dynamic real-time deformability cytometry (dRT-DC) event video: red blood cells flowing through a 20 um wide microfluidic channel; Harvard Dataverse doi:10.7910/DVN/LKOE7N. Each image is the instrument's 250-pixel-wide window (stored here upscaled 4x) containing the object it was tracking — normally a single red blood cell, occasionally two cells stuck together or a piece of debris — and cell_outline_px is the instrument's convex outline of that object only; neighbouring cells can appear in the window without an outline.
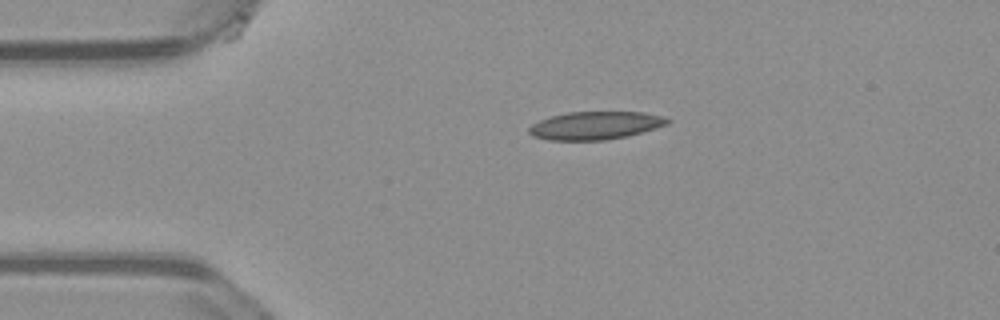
{"species": "common noctule bat (a hibernating species)", "species_latin": "Nyctalus noctula", "temperature_condition": "warm", "stored_images_in_passage": 45, "camera_frame_rate_fps": 3000, "um_per_image_px": 0.085, "animal": {"sex": "male", "body_mass_g": 23.1, "forearm_length_mm": 52.7}, "frame": {"image": 1, "passage_image": 1, "time_ms": 0.0, "image_size_px": [1000, 320], "cell_outline_px": [[672, 120], [668, 124], [628, 136], [604, 140], [548, 140], [532, 136], [528, 132], [528, 128], [532, 124], [540, 120], [552, 116], [568, 112], [640, 112], [664, 116]], "centroid_in_image_um": [50.6, 10.67], "position_along_channel_um": 34.4, "area_um2": 22.54}}
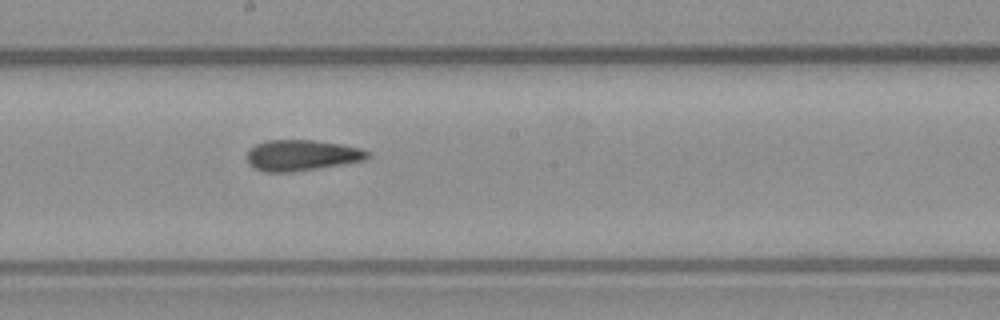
{"frame": {"image": 2, "passage_image": 19, "time_ms": 6.0, "image_size_px": [1000, 320], "cell_outline_px": [[372, 156], [368, 160], [292, 172], [264, 172], [248, 164], [248, 152], [256, 144], [268, 140], [312, 140], [340, 144], [360, 148], [372, 152]], "centroid_in_image_um": [25.71, 13.2], "position_along_channel_um": 222.5, "area_um2": 21.73}}
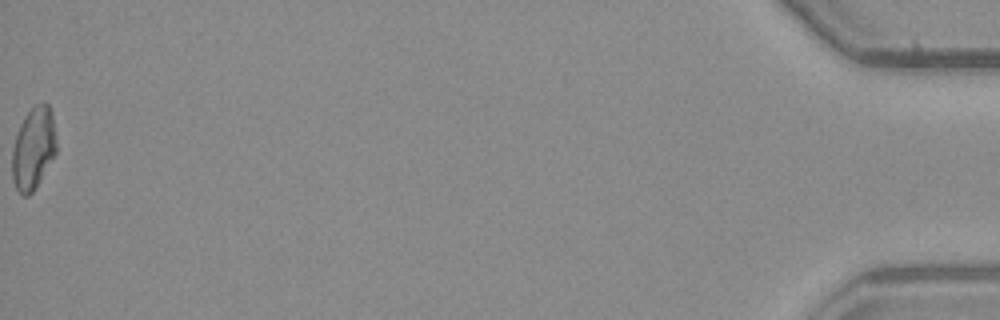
{"frame": {"image": 3, "passage_image": 45, "time_ms": 14.667, "image_size_px": [1000, 320], "cell_outline_px": [[56, 152], [36, 188], [28, 196], [24, 196], [16, 188], [12, 176], [12, 148], [20, 124], [24, 116], [36, 104], [48, 104], [52, 112], [56, 136]], "centroid_in_image_um": [2.84, 12.62], "position_along_channel_um": 432.4, "area_um2": 21.1}, "authors_computed_cell_mechanics": {"area_um2": 21.675, "velocity_mm_per_s": 3.7183, "shape_relaxation_time_tau1_ms": null, "shape_relaxation_time_tau2_ms": 3.0028, "deformation_change_tau1": null, "deformation_change_tau2": 0.121}}